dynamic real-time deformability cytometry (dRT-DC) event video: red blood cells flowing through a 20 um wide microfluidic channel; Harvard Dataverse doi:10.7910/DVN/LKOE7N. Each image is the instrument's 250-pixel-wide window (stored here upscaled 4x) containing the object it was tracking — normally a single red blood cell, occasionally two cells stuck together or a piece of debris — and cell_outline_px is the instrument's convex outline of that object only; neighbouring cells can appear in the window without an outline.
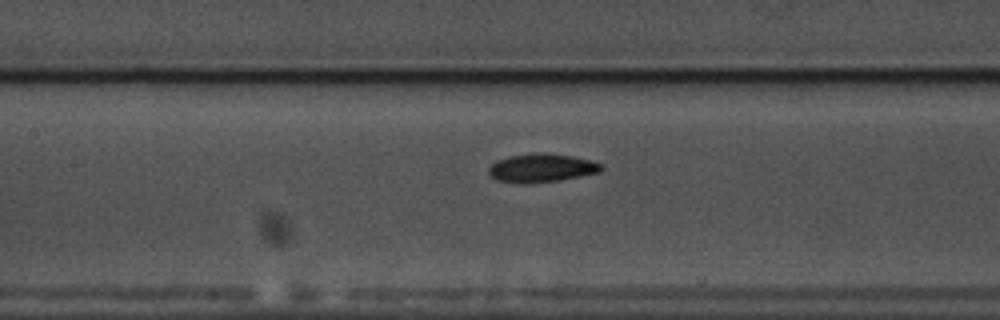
{"species": "common noctule bat (a hibernating species)", "species_latin": "Nyctalus noctula", "temperature_condition": "warm", "stored_images_in_passage": 59, "camera_frame_rate_fps": 3000, "um_per_image_px": 0.085, "animal": {"sex": "male", "body_mass_g": 17.5, "forearm_length_mm": 52.3}, "frame": {"image": 1, "passage_image": 28, "time_ms": 9.0, "image_size_px": [1000, 320], "cell_outline_px": [[604, 168], [600, 172], [560, 180], [528, 184], [516, 184], [496, 180], [488, 172], [488, 168], [496, 160], [508, 156], [536, 152], [572, 156], [592, 160], [600, 164]], "centroid_in_image_um": [46.0, 14.29], "position_along_channel_um": 161.4, "area_um2": 18.9}}
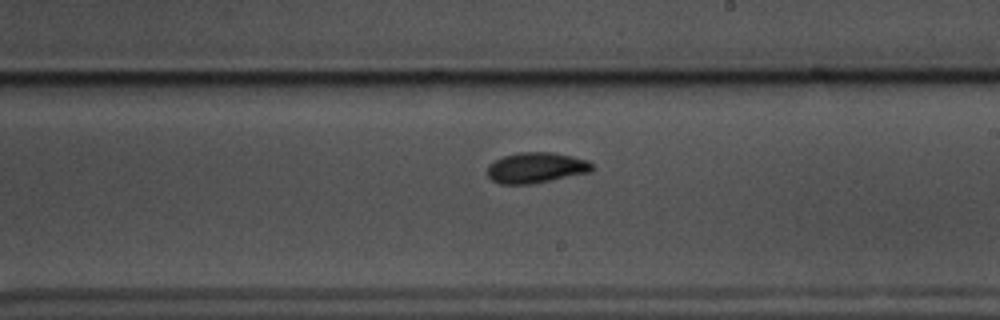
{"frame": {"image": 2, "passage_image": 35, "time_ms": 11.333, "image_size_px": [1000, 320], "cell_outline_px": [[596, 168], [592, 172], [532, 184], [500, 184], [492, 180], [488, 176], [488, 164], [504, 156], [520, 152], [552, 152], [572, 156], [588, 160]], "centroid_in_image_um": [45.61, 14.26], "position_along_channel_um": 243.4, "area_um2": 18.84}}
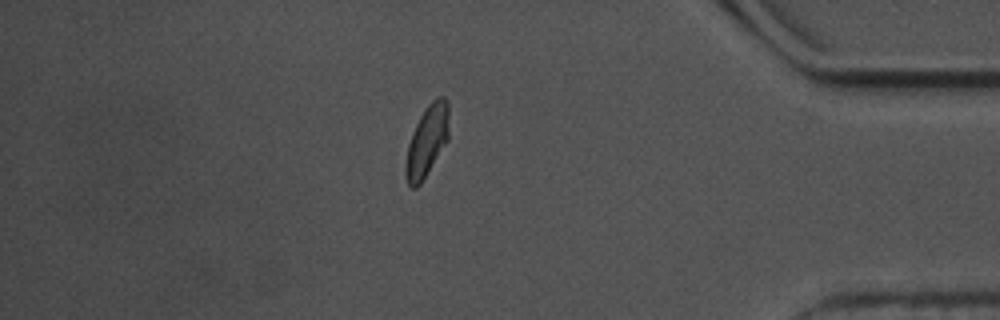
{"frame": {"image": 3, "passage_image": 51, "time_ms": 16.667, "image_size_px": [1000, 320], "cell_outline_px": [[448, 140], [420, 184], [416, 188], [412, 188], [408, 184], [404, 172], [404, 164], [408, 144], [412, 132], [420, 116], [428, 104], [436, 96], [444, 96], [448, 100]], "centroid_in_image_um": [36.28, 11.97], "position_along_channel_um": 398.9, "area_um2": 17.98}, "authors_computed_cell_mechanics": {"area_um2": 17.8024, "velocity_mm_per_s": 3.5383, "shape_relaxation_time_tau1_ms": 2.6511, "shape_relaxation_time_tau2_ms": 1.7549, "deformation_change_tau1": 0.1128, "deformation_change_tau2": 0.0648}}